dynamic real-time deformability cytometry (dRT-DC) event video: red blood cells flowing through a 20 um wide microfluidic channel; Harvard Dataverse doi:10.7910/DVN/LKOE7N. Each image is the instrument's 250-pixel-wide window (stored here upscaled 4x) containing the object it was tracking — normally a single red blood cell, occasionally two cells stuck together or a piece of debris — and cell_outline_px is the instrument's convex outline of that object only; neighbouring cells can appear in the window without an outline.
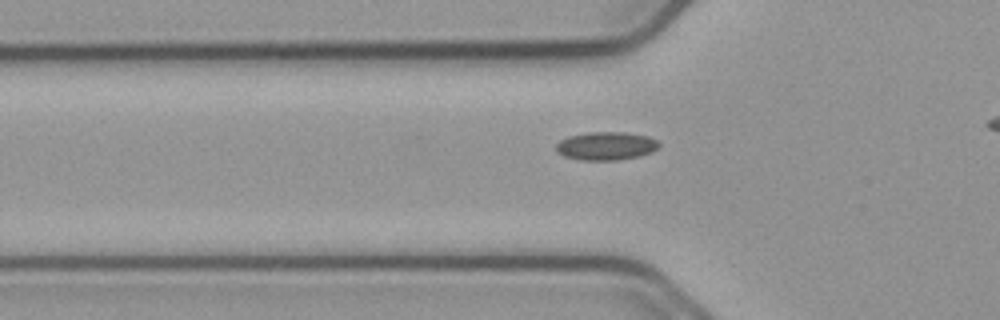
{"species": "common noctule bat (a hibernating species)", "species_latin": "Nyctalus noctula", "temperature_condition": "cold", "stored_images_in_passage": 36, "camera_frame_rate_fps": 3000, "um_per_image_px": 0.085, "animal": {"sex": "male", "body_mass_g": 23.1, "forearm_length_mm": 52.7}, "frame": {"image": 1, "passage_image": 7, "time_ms": 2.0, "image_size_px": [1000, 320], "cell_outline_px": [[660, 144], [652, 152], [640, 156], [616, 160], [580, 160], [564, 156], [556, 152], [556, 144], [560, 140], [568, 136], [588, 132], [624, 132], [648, 136], [656, 140]], "centroid_in_image_um": [51.49, 12.4], "position_along_channel_um": 74.3, "area_um2": 16.99}}
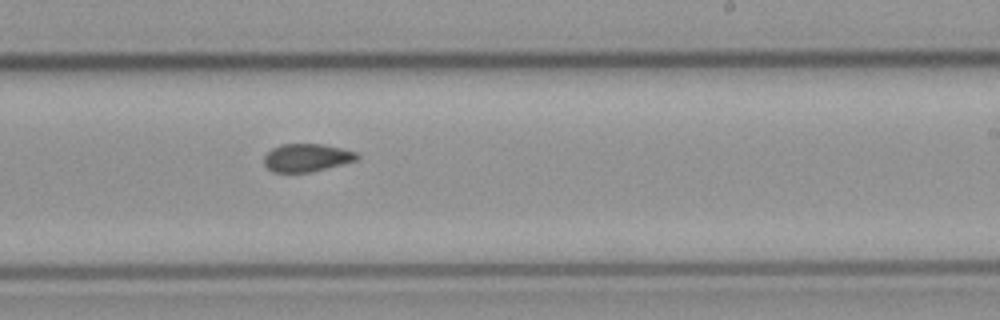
{"frame": {"image": 2, "passage_image": 22, "time_ms": 7.0, "image_size_px": [1000, 320], "cell_outline_px": [[360, 156], [356, 160], [308, 172], [272, 172], [264, 164], [264, 156], [272, 148], [280, 144], [324, 144], [356, 152]], "centroid_in_image_um": [26.03, 13.39], "position_along_channel_um": 263.0, "area_um2": 14.91}}
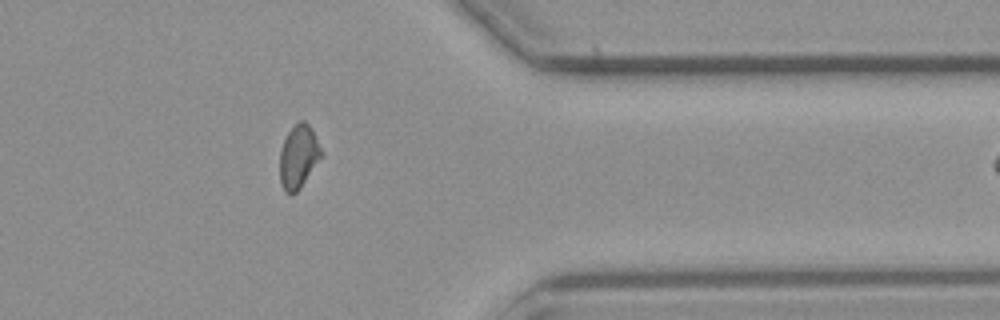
{"frame": {"image": 3, "passage_image": 33, "time_ms": 10.667, "image_size_px": [1000, 320], "cell_outline_px": [[324, 156], [300, 188], [292, 196], [284, 192], [280, 180], [280, 152], [284, 140], [288, 132], [300, 120], [304, 120], [308, 124], [324, 152]], "centroid_in_image_um": [25.4, 13.35], "position_along_channel_um": 386.0, "area_um2": 15.49}}